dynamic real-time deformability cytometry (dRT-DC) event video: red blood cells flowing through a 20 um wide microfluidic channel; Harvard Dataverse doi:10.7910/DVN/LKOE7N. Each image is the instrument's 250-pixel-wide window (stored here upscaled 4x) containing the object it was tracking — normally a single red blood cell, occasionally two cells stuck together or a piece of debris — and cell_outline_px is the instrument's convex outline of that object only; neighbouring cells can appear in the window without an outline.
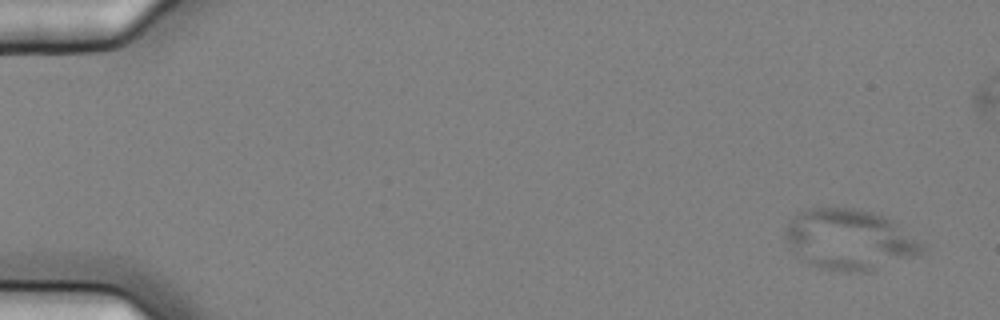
{"species": "common noctule bat (a hibernating species)", "species_latin": "Nyctalus noctula", "temperature_condition": "cold", "stored_images_in_passage": 6, "camera_frame_rate_fps": 3000, "um_per_image_px": 0.085, "animal": {"sex": "female", "body_mass_g": 25.1}, "frame": {"image": 1, "passage_image": 1, "time_ms": 0.0, "image_size_px": [1000, 320], "cell_outline_px": [[928, 248], [924, 252], [916, 256], [868, 272], [840, 272], [820, 268], [808, 264], [788, 248], [784, 236], [784, 232], [788, 224], [800, 212], [808, 208], [860, 208], [872, 212], [892, 220]], "centroid_in_image_um": [72.19, 20.39], "position_along_channel_um": 12.8, "area_um2": 48.49}}
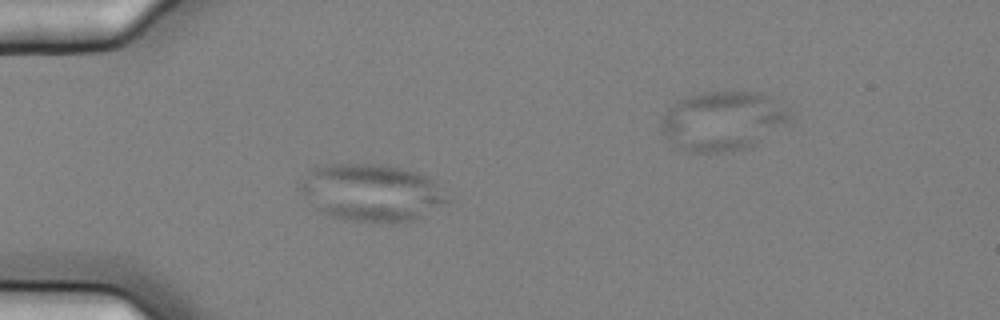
{"frame": {"image": 2, "passage_image": 5, "time_ms": 1.333, "image_size_px": [1000, 320], "cell_outline_px": [[452, 200], [448, 204], [416, 220], [388, 224], [380, 224], [344, 220], [320, 212], [296, 188], [316, 168], [324, 164], [388, 164], [420, 172], [432, 180]], "centroid_in_image_um": [31.66, 16.4], "position_along_channel_um": 53.3, "area_um2": 49.88}}